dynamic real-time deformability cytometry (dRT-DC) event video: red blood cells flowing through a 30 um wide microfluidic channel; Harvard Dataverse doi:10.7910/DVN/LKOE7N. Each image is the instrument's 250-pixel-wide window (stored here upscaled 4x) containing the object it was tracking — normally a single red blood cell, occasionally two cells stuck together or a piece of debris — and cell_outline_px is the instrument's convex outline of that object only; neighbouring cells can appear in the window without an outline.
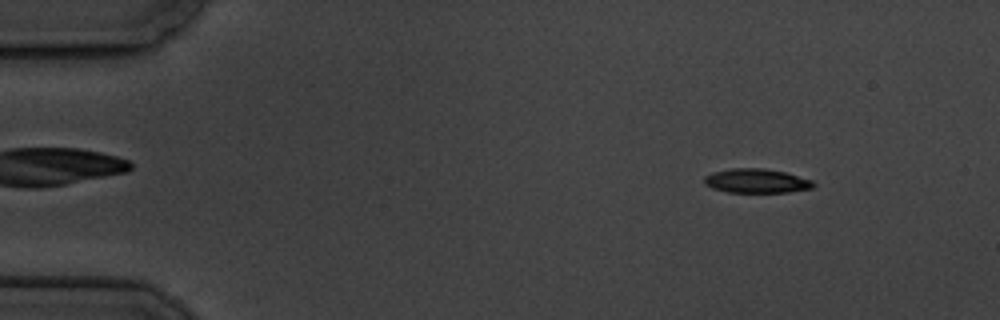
{"species": "common noctule bat (a hibernating species)", "species_latin": "Nyctalus noctula", "temperature_condition": "cold", "stored_images_in_passage": 4, "camera_frame_rate_fps": 3000, "um_per_image_px": 0.085, "animal": {"sex": "male", "body_mass_g": 19.5, "forearm_length_mm": 54.6}, "frame": {"image": 1, "passage_image": 2, "time_ms": 1.0, "image_size_px": [1000, 320], "cell_outline_px": [[816, 184], [812, 188], [788, 192], [728, 192], [712, 188], [704, 184], [704, 176], [712, 172], [732, 168], [764, 168], [784, 172], [812, 180]], "centroid_in_image_um": [64.28, 15.37], "position_along_channel_um": 20.7, "area_um2": 15.37}}